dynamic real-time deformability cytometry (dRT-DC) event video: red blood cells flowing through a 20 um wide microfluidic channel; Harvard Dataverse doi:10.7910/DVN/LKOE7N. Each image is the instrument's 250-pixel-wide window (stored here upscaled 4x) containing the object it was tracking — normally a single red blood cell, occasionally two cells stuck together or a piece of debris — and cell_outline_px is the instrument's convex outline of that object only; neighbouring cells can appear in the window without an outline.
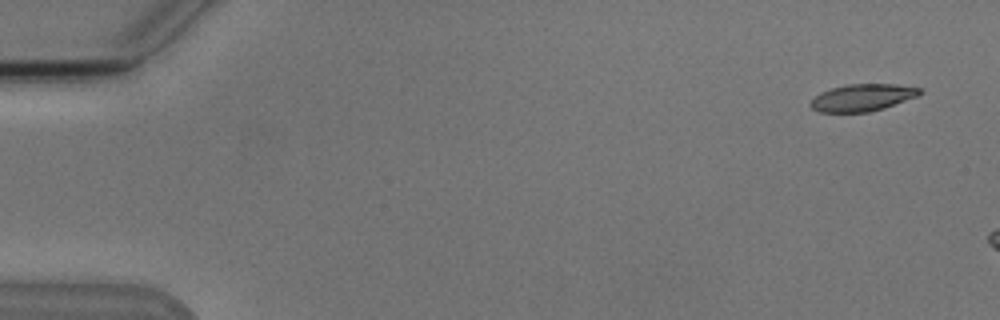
{"species": "Egyptian fruit bat (a non-hibernating species)", "species_latin": "Rousettus aegyptiacus", "temperature_condition": "cold", "stored_images_in_passage": 3, "camera_frame_rate_fps": 3000, "um_per_image_px": 0.085, "animal": {"sex": "male"}, "frame": {"image": 1, "passage_image": 1, "time_ms": 0.0, "image_size_px": [1000, 320], "cell_outline_px": [[924, 92], [916, 96], [884, 108], [868, 112], [820, 112], [812, 108], [808, 104], [820, 92], [832, 88], [848, 84], [896, 84], [920, 88]], "centroid_in_image_um": [73.3, 8.29], "position_along_channel_um": 11.7, "area_um2": 17.11}}